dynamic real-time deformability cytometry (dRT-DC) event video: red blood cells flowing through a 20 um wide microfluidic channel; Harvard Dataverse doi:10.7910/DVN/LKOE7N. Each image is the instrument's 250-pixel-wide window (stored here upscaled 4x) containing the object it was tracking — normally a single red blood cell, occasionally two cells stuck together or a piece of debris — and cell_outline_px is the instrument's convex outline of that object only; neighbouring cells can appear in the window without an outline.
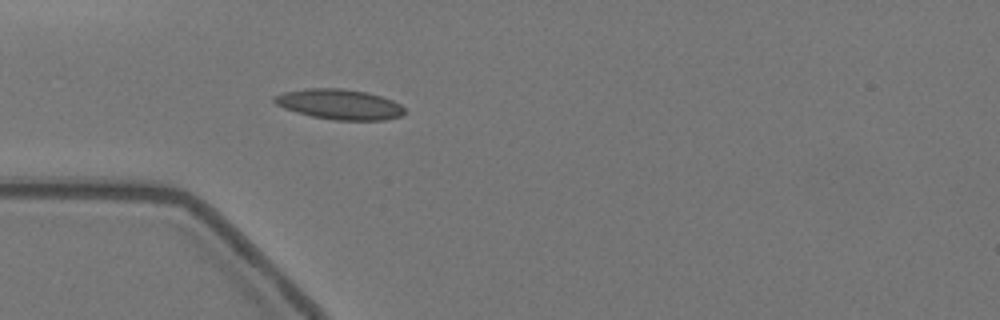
{"species": "Egyptian fruit bat (a non-hibernating species)", "species_latin": "Rousettus aegyptiacus", "temperature_condition": "warm", "stored_images_in_passage": 7, "camera_frame_rate_fps": 3000, "um_per_image_px": 0.085, "animal": {"sex": "female"}, "frame": {"image": 1, "passage_image": 1, "time_ms": 0.0, "image_size_px": [1000, 320], "cell_outline_px": [[404, 112], [400, 116], [384, 120], [336, 120], [312, 116], [296, 112], [284, 108], [276, 104], [272, 100], [272, 96], [284, 92], [304, 88], [340, 88], [364, 92], [380, 96], [392, 100], [400, 104], [404, 108]], "centroid_in_image_um": [28.81, 8.86], "position_along_channel_um": 56.2, "area_um2": 22.83}}